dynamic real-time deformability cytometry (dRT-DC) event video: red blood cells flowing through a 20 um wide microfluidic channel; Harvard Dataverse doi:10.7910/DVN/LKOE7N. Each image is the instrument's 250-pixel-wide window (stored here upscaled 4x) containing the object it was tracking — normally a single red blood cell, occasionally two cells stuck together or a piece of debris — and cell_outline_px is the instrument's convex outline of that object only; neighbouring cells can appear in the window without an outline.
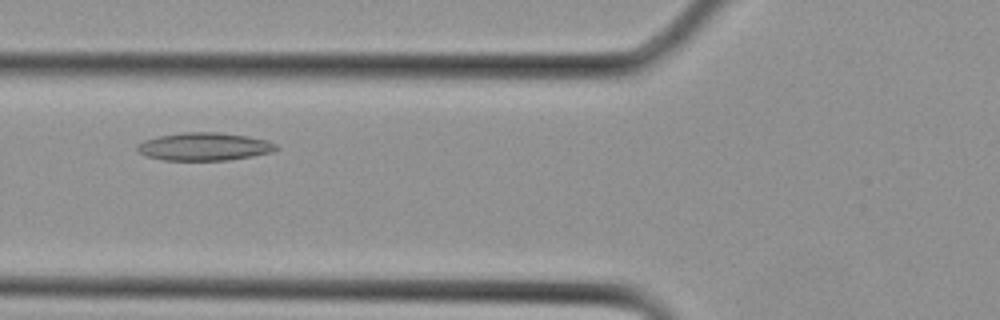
{"species": "Egyptian fruit bat (a non-hibernating species)", "species_latin": "Rousettus aegyptiacus", "temperature_condition": "cold", "stored_images_in_passage": 14, "camera_frame_rate_fps": 3000, "um_per_image_px": 0.085, "animal": {"sex": "female"}, "frame": {"image": 1, "passage_image": 5, "time_ms": 1.333, "image_size_px": [1000, 320], "cell_outline_px": [[280, 148], [272, 152], [252, 156], [228, 160], [164, 160], [148, 156], [140, 152], [136, 148], [136, 144], [144, 140], [160, 136], [180, 132], [220, 132], [248, 136], [268, 140], [276, 144]], "centroid_in_image_um": [17.4, 12.45], "position_along_channel_um": 108.4, "area_um2": 22.66}}
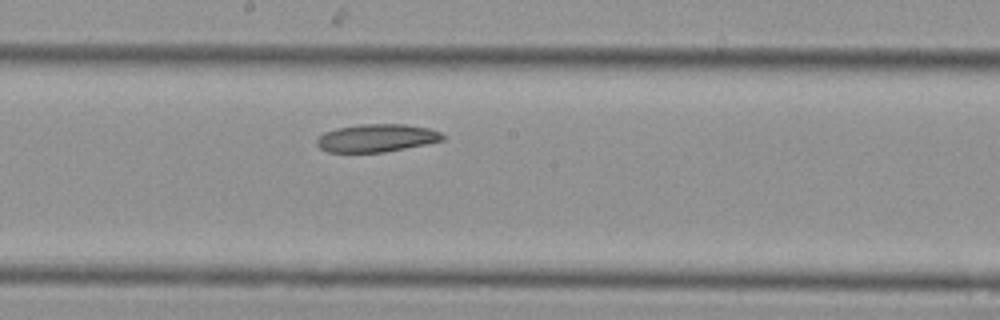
{"frame": {"image": 2, "passage_image": 10, "time_ms": 3.0, "image_size_px": [1000, 320], "cell_outline_px": [[444, 140], [384, 152], [328, 152], [320, 148], [316, 144], [316, 140], [324, 132], [336, 128], [360, 124], [404, 124], [428, 128], [440, 132], [444, 136]], "centroid_in_image_um": [31.98, 11.72], "position_along_channel_um": 216.2, "area_um2": 20.29}}
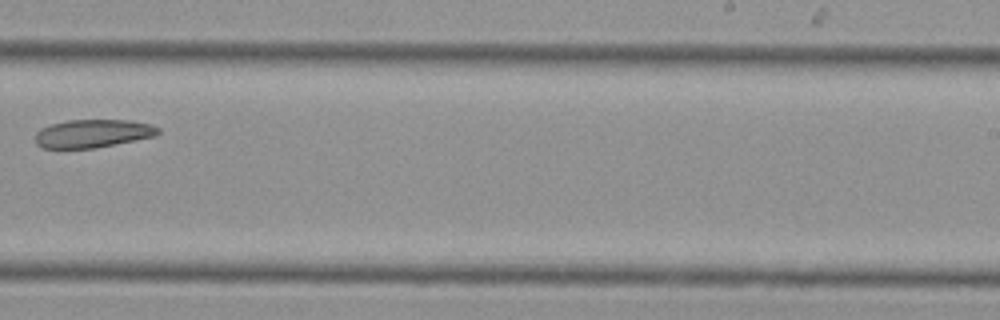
{"frame": {"image": 3, "passage_image": 13, "time_ms": 4.0, "image_size_px": [1000, 320], "cell_outline_px": [[160, 132], [156, 136], [96, 148], [44, 148], [36, 144], [36, 132], [40, 128], [52, 124], [68, 120], [128, 120], [152, 124], [160, 128]], "centroid_in_image_um": [7.92, 11.34], "position_along_channel_um": 281.1, "area_um2": 20.23}}